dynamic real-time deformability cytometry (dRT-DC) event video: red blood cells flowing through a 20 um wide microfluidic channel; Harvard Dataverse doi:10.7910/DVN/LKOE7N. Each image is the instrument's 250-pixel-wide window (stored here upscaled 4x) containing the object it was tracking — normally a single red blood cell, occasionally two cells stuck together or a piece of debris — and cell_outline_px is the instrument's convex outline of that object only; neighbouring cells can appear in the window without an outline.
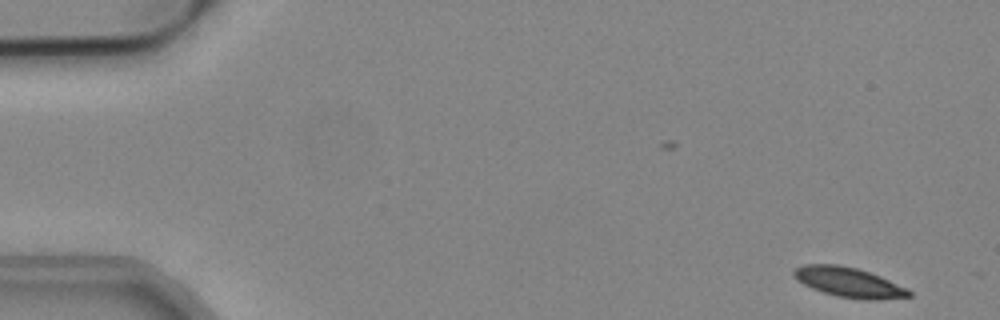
{"species": "common noctule bat (a hibernating species)", "species_latin": "Nyctalus noctula", "temperature_condition": "cold", "stored_images_in_passage": 54, "camera_frame_rate_fps": 3000, "um_per_image_px": 0.085, "animal": {"sex": "male", "body_mass_g": 19.2, "forearm_length_mm": 51.8}, "frame": {"image": 1, "passage_image": 2, "time_ms": 0.333, "image_size_px": [1000, 320], "cell_outline_px": [[912, 296], [876, 300], [864, 300], [836, 296], [812, 288], [804, 284], [792, 276], [792, 272], [796, 268], [804, 264], [840, 264], [856, 268], [880, 276], [908, 288], [912, 292]], "centroid_in_image_um": [72.16, 23.99], "position_along_channel_um": 12.8, "area_um2": 20.06}}
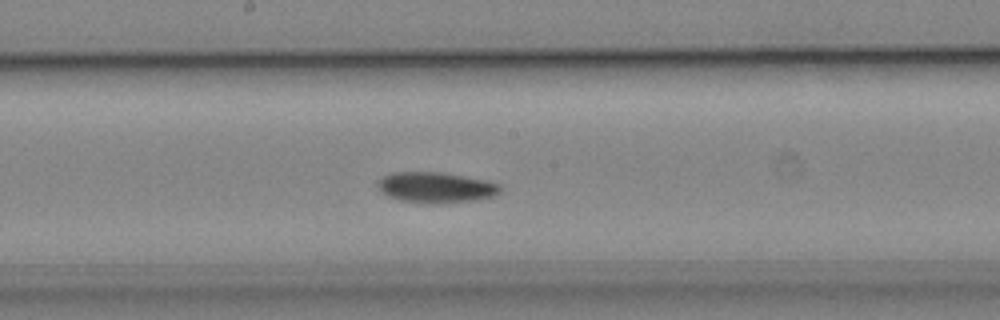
{"frame": {"image": 2, "passage_image": 28, "time_ms": 9.0, "image_size_px": [1000, 320], "cell_outline_px": [[500, 192], [492, 196], [476, 200], [400, 200], [388, 196], [380, 192], [376, 184], [376, 180], [392, 172], [444, 172], [488, 180], [500, 184]], "centroid_in_image_um": [37.02, 15.86], "position_along_channel_um": 211.2, "area_um2": 21.04}}
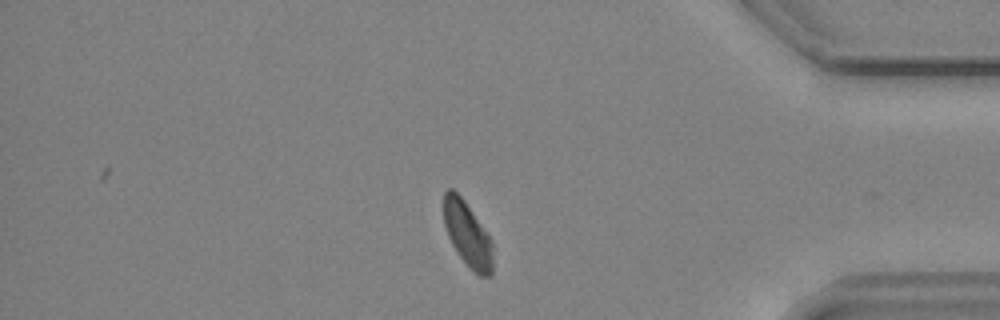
{"frame": {"image": 3, "passage_image": 45, "time_ms": 14.667, "image_size_px": [1000, 320], "cell_outline_px": [[492, 276], [480, 276], [456, 252], [448, 236], [444, 224], [444, 192], [448, 188], [452, 188], [464, 200], [492, 240]], "centroid_in_image_um": [39.73, 19.89], "position_along_channel_um": 395.5, "area_um2": 18.21}, "authors_computed_cell_mechanics": {"area_um2": 20.2878, "velocity_mm_per_s": 3.7852, "shape_relaxation_time_tau1_ms": 6.3198, "shape_relaxation_time_tau2_ms": null, "deformation_change_tau1": 0.11, "deformation_change_tau2": null}}